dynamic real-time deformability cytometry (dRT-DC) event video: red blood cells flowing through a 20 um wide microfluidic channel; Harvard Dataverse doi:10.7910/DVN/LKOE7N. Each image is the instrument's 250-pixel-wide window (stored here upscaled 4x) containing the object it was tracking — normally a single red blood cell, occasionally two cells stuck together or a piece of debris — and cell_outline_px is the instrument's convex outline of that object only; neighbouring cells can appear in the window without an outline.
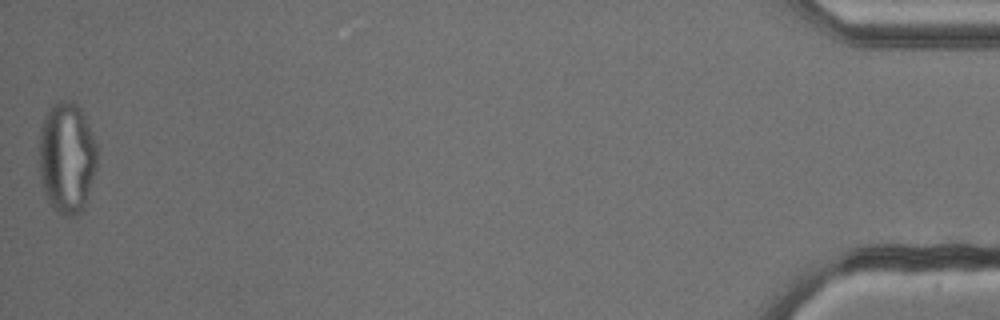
{"species": "common noctule bat (a hibernating species)", "species_latin": "Nyctalus noctula", "temperature_condition": "cold", "stored_images_in_passage": 53, "camera_frame_rate_fps": 3000, "um_per_image_px": 0.085, "animal": {"sex": "male", "body_mass_g": 13.3}, "frame": {"image": 1, "passage_image": 53, "time_ms": 17.333, "image_size_px": [1000, 320], "cell_outline_px": [[96, 168], [84, 204], [80, 212], [76, 216], [64, 216], [56, 212], [48, 200], [44, 192], [40, 180], [36, 160], [36, 148], [40, 128], [44, 116], [48, 108], [52, 104], [60, 100], [68, 100], [76, 104], [84, 112], [92, 132], [96, 144]], "centroid_in_image_um": [5.61, 13.36], "position_along_channel_um": 429.6, "area_um2": 38.61}}